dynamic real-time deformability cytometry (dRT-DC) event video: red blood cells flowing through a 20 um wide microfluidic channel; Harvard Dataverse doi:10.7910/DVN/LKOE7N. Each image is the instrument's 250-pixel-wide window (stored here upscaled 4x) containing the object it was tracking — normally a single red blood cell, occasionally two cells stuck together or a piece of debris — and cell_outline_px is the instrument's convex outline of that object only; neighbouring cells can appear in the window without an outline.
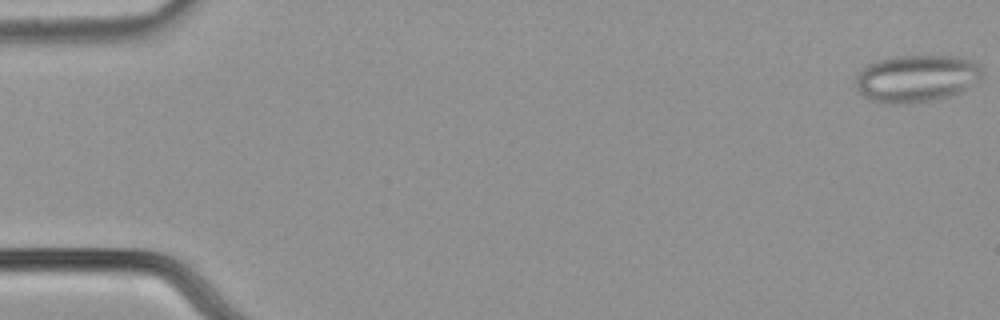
{"species": "common noctule bat (a hibernating species)", "species_latin": "Nyctalus noctula", "temperature_condition": "cold", "stored_images_in_passage": 14, "camera_frame_rate_fps": 3000, "um_per_image_px": 0.085, "animal": {"sex": "male", "body_mass_g": 21.5, "forearm_length_mm": 52.0}, "frame": {"image": 1, "passage_image": 1, "time_ms": 0.0, "image_size_px": [1000, 320], "cell_outline_px": [[984, 72], [980, 76], [960, 92], [948, 96], [932, 100], [912, 104], [892, 104], [868, 100], [860, 92], [856, 84], [856, 76], [868, 64], [876, 60], [896, 56], [952, 56], [972, 60], [980, 64]], "centroid_in_image_um": [77.87, 6.67], "position_along_channel_um": 7.1, "area_um2": 34.68}}